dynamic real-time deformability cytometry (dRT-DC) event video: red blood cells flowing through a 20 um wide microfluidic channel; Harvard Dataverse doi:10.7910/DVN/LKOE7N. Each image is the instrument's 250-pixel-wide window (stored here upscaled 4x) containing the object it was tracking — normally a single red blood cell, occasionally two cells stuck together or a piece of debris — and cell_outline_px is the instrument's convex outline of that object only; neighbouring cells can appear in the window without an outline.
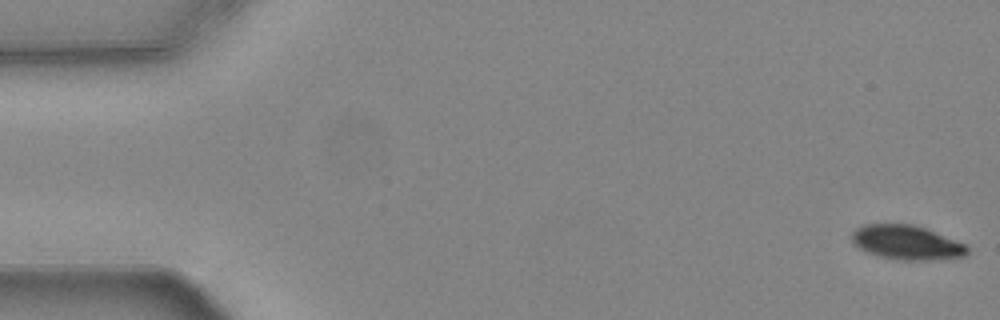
{"species": "common noctule bat (a hibernating species)", "species_latin": "Nyctalus noctula", "temperature_condition": "warm", "stored_images_in_passage": 55, "camera_frame_rate_fps": 3000, "um_per_image_px": 0.085, "animal": {"sex": "female", "body_mass_g": 24.6, "forearm_length_mm": 56.2}, "frame": {"image": 1, "passage_image": 1, "time_ms": 0.0, "image_size_px": [1000, 320], "cell_outline_px": [[968, 256], [940, 260], [904, 260], [880, 256], [868, 252], [852, 244], [852, 232], [856, 228], [864, 224], [912, 224], [924, 228], [964, 244], [968, 248]], "centroid_in_image_um": [77.06, 20.62], "position_along_channel_um": 7.9, "area_um2": 22.95}}
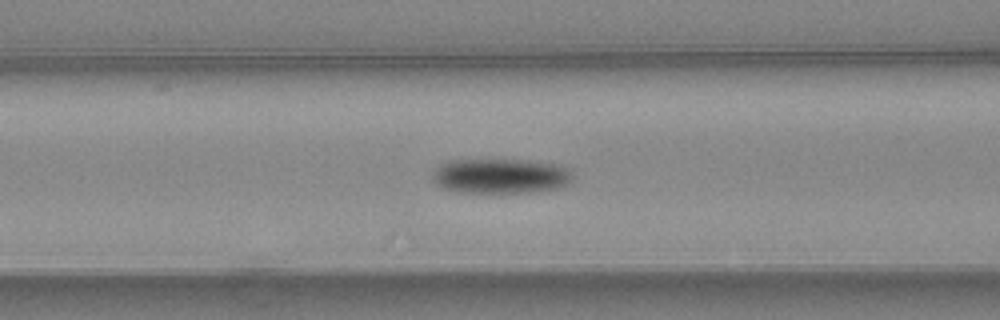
{"frame": {"image": 2, "passage_image": 22, "time_ms": 7.0, "image_size_px": [1000, 320], "cell_outline_px": [[576, 176], [568, 184], [556, 188], [528, 192], [456, 192], [444, 188], [436, 184], [432, 176], [436, 168], [440, 164], [448, 160], [528, 160], [560, 164], [568, 168]], "centroid_in_image_um": [42.59, 14.95], "position_along_channel_um": 124.0, "area_um2": 28.67}}
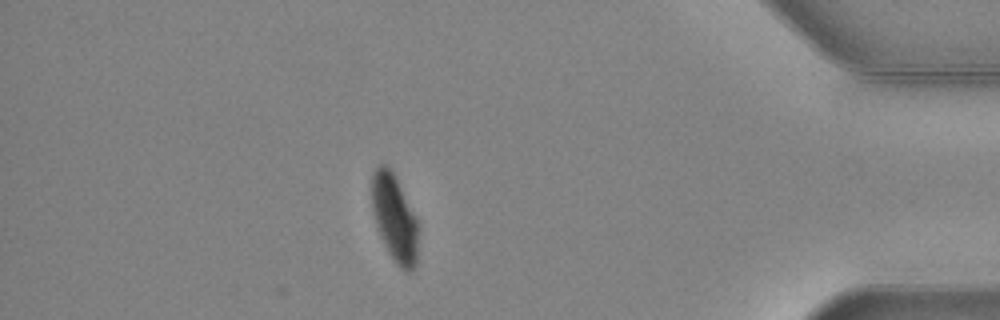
{"frame": {"image": 3, "passage_image": 48, "time_ms": 15.667, "image_size_px": [1000, 320], "cell_outline_px": [[420, 228], [416, 268], [412, 272], [404, 272], [392, 260], [380, 236], [372, 212], [372, 172], [380, 164], [384, 164], [396, 176], [416, 216]], "centroid_in_image_um": [33.58, 18.61], "position_along_channel_um": 401.6, "area_um2": 24.28}, "authors_computed_cell_mechanics": {"area_um2": 25.7788, "velocity_mm_per_s": 3.7232, "shape_relaxation_time_tau1_ms": 2.858, "shape_relaxation_time_tau2_ms": null, "deformation_change_tau1": 0.1332, "deformation_change_tau2": null}}